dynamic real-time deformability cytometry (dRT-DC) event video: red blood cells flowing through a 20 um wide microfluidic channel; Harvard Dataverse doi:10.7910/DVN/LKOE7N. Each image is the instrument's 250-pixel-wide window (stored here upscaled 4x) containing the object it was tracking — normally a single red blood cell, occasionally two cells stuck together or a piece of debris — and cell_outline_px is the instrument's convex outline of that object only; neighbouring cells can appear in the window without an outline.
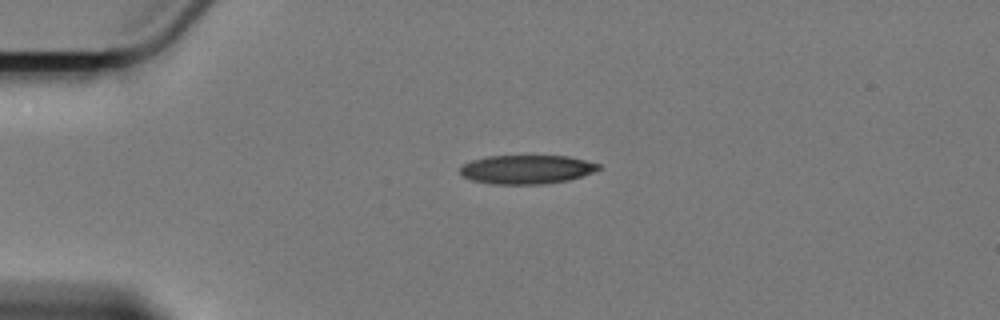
{"species": "Egyptian fruit bat (a non-hibernating species)", "species_latin": "Rousettus aegyptiacus", "temperature_condition": "cold", "stored_images_in_passage": 2, "camera_frame_rate_fps": 3000, "um_per_image_px": 0.085, "animal": {"sex": "female"}, "frame": {"image": 1, "passage_image": 1, "time_ms": 0.0, "image_size_px": [1000, 320], "cell_outline_px": [[600, 168], [592, 172], [568, 180], [540, 184], [492, 184], [472, 180], [464, 176], [460, 172], [460, 168], [464, 164], [472, 160], [488, 156], [568, 156], [600, 164]], "centroid_in_image_um": [44.75, 14.4], "position_along_channel_um": 40.3, "area_um2": 23.0}}